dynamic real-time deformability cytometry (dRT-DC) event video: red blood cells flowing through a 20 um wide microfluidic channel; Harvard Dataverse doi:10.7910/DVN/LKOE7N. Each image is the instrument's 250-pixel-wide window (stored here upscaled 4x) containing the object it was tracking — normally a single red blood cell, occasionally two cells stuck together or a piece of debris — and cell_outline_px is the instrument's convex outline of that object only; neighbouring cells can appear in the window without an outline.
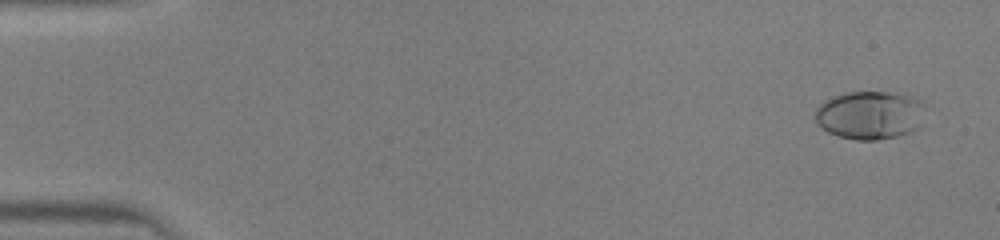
{"species": "human", "species_latin": "Homo sapiens", "temperature_condition": "warm", "stored_images_in_passage": 47, "camera_frame_rate_fps": 3000, "um_per_image_px": 0.085, "donor": {"sex": "male"}, "frame": {"image": 1, "passage_image": 3, "time_ms": 0.667, "image_size_px": [1000, 240], "cell_outline_px": [[924, 104], [912, 132], [896, 136], [876, 140], [856, 140], [840, 136], [828, 132], [816, 124], [816, 108], [824, 100], [832, 96], [844, 92], [888, 92], [904, 96], [916, 100]], "centroid_in_image_um": [73.81, 9.78], "position_along_channel_um": 11.2, "area_um2": 30.23}}
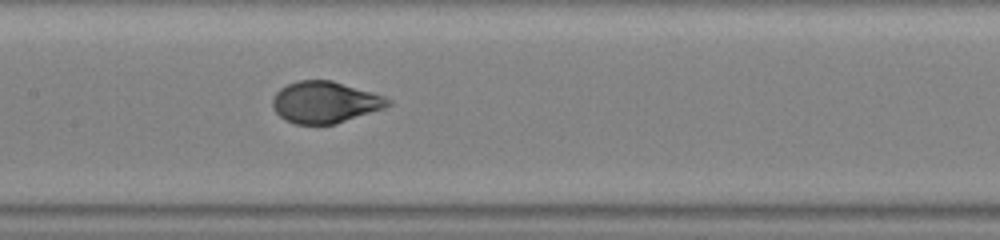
{"frame": {"image": 2, "passage_image": 24, "time_ms": 7.667, "image_size_px": [1000, 240], "cell_outline_px": [[392, 104], [384, 108], [336, 124], [296, 124], [284, 120], [276, 112], [272, 104], [272, 100], [276, 92], [280, 88], [288, 84], [300, 80], [332, 80], [372, 92], [384, 96], [392, 100]], "centroid_in_image_um": [27.63, 8.69], "position_along_channel_um": 179.8, "area_um2": 27.98}}
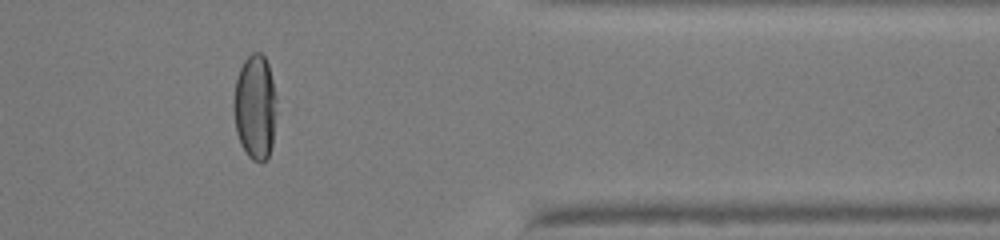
{"frame": {"image": 3, "passage_image": 39, "time_ms": 12.667, "image_size_px": [1000, 240], "cell_outline_px": [[276, 100], [272, 144], [268, 156], [260, 164], [252, 160], [248, 156], [240, 144], [236, 132], [232, 104], [236, 80], [240, 68], [244, 60], [252, 52], [260, 52], [264, 56], [268, 64], [276, 96]], "centroid_in_image_um": [21.66, 9.11], "position_along_channel_um": 389.7, "area_um2": 26.3}}